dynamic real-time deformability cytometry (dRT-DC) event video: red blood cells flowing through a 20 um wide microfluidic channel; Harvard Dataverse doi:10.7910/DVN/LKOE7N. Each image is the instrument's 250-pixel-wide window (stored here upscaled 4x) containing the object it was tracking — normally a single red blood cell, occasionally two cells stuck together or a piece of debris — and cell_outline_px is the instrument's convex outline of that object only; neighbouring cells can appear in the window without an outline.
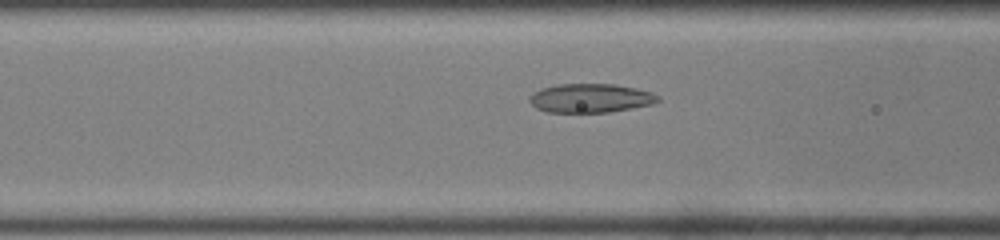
{"species": "common noctule bat (a hibernating species)", "species_latin": "Nyctalus noctula", "temperature_condition": "room temperature", "stored_images_in_passage": 29, "camera_frame_rate_fps": 3000, "um_per_image_px": 0.085, "animal": {"sex": "male", "body_mass_g": 19.0, "forearm_length_mm": 50.8}, "frame": {"image": 1, "passage_image": 8, "time_ms": 2.333, "image_size_px": [1000, 240], "cell_outline_px": [[660, 100], [652, 104], [632, 108], [608, 112], [544, 112], [536, 108], [528, 100], [528, 96], [532, 92], [540, 88], [556, 84], [616, 84], [636, 88], [652, 92], [660, 96]], "centroid_in_image_um": [50.16, 8.33], "position_along_channel_um": 116.4, "area_um2": 21.91}}
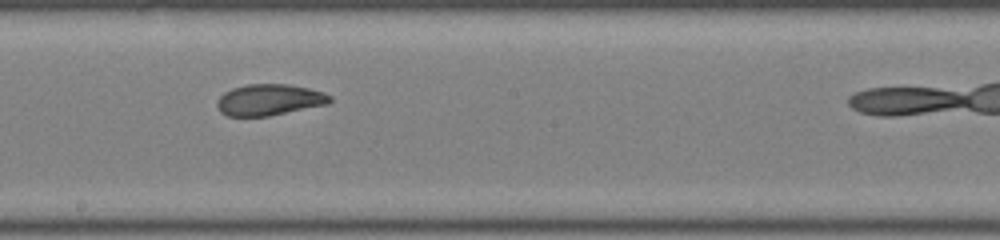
{"frame": {"image": 2, "passage_image": 16, "time_ms": 5.0, "image_size_px": [1000, 240], "cell_outline_px": [[332, 100], [328, 104], [268, 116], [228, 116], [220, 112], [216, 104], [220, 96], [224, 92], [232, 88], [248, 84], [288, 84], [308, 88], [324, 92], [332, 96]], "centroid_in_image_um": [22.9, 8.48], "position_along_channel_um": 225.3, "area_um2": 20.58}}
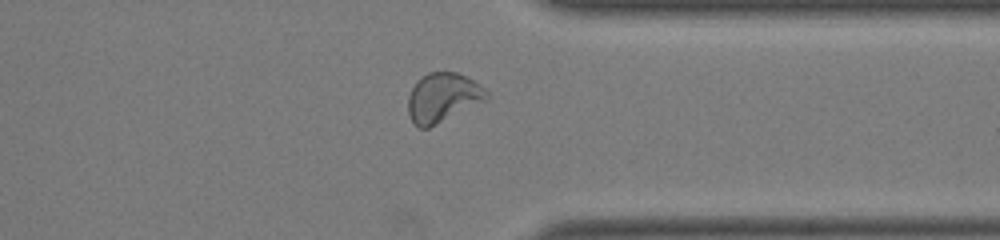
{"frame": {"image": 3, "passage_image": 27, "time_ms": 8.667, "image_size_px": [1000, 240], "cell_outline_px": [[492, 96], [488, 100], [428, 128], [420, 128], [412, 120], [408, 112], [408, 96], [412, 88], [428, 72], [456, 72], [468, 76], [484, 88]], "centroid_in_image_um": [37.69, 8.29], "position_along_channel_um": 373.7, "area_um2": 22.48}}